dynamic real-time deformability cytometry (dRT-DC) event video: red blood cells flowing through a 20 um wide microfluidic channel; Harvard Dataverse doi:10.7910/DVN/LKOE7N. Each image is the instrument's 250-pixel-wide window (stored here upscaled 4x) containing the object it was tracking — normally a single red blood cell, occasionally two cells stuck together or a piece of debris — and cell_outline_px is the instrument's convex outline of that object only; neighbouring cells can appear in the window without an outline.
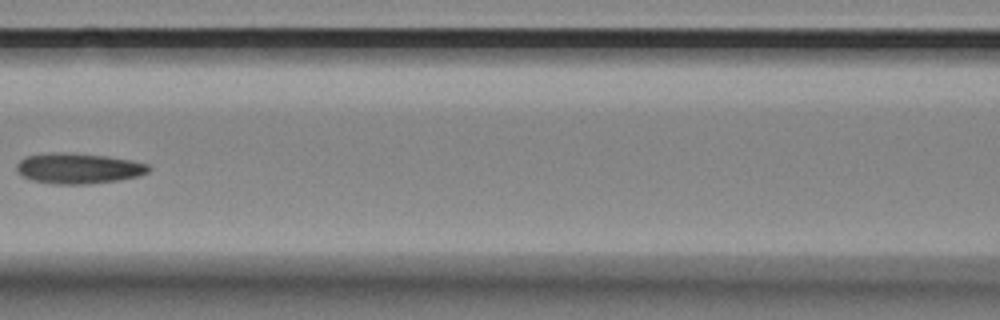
{"species": "Egyptian fruit bat (a non-hibernating species)", "species_latin": "Rousettus aegyptiacus", "temperature_condition": "room temperature", "stored_images_in_passage": 11, "camera_frame_rate_fps": 3000, "um_per_image_px": 0.085, "animal": {"sex": "female"}, "frame": {"image": 1, "passage_image": 4, "time_ms": 1.0, "image_size_px": [1000, 320], "cell_outline_px": [[152, 168], [148, 172], [140, 176], [120, 180], [88, 184], [56, 184], [32, 180], [24, 176], [16, 168], [16, 164], [24, 156], [56, 152], [60, 152], [108, 156], [132, 160], [148, 164]], "centroid_in_image_um": [6.71, 14.31], "position_along_channel_um": 159.9, "area_um2": 23.52}}
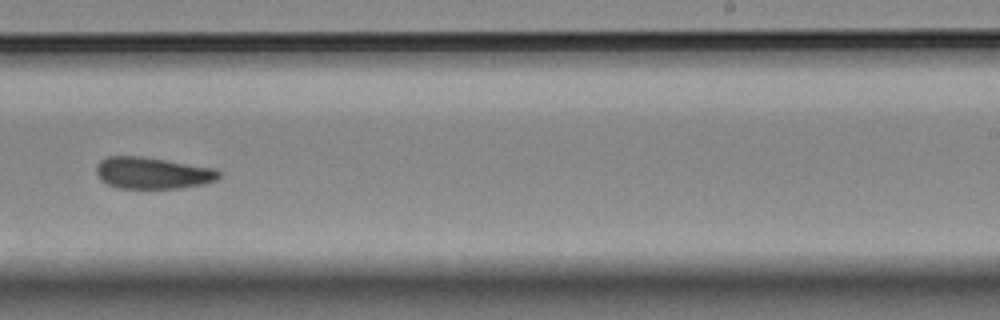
{"frame": {"image": 2, "passage_image": 7, "time_ms": 2.0, "image_size_px": [1000, 320], "cell_outline_px": [[220, 176], [216, 180], [204, 184], [180, 188], [116, 188], [100, 180], [96, 172], [96, 164], [100, 160], [108, 156], [140, 156], [216, 168], [220, 172]], "centroid_in_image_um": [12.95, 14.7], "position_along_channel_um": 276.0, "area_um2": 22.72}}
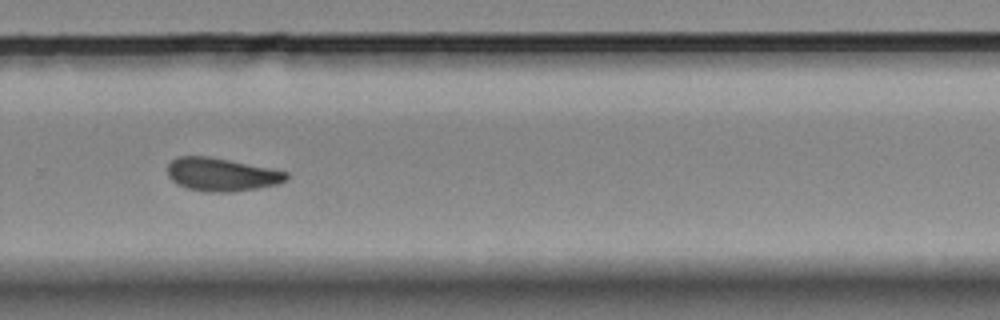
{"frame": {"image": 3, "passage_image": 8, "time_ms": 2.333, "image_size_px": [1000, 320], "cell_outline_px": [[288, 180], [276, 184], [256, 188], [228, 192], [204, 192], [188, 188], [172, 180], [168, 176], [168, 164], [176, 156], [208, 156], [288, 172]], "centroid_in_image_um": [18.81, 14.83], "position_along_channel_um": 311.0, "area_um2": 22.66}}